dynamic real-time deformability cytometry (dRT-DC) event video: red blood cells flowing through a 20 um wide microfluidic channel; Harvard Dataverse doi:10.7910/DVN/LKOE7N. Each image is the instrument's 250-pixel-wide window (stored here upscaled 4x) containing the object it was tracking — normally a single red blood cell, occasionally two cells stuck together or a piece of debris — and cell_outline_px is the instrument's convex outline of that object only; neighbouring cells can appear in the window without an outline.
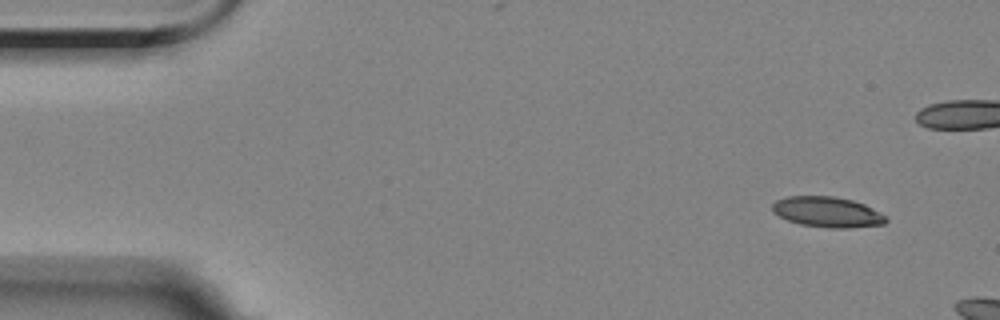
{"species": "Egyptian fruit bat (a non-hibernating species)", "species_latin": "Rousettus aegyptiacus", "temperature_condition": "room temperature", "stored_images_in_passage": 3, "camera_frame_rate_fps": 3000, "um_per_image_px": 0.085, "animal": {"sex": "female"}, "frame": {"image": 1, "passage_image": 1, "time_ms": 0.0, "image_size_px": [1000, 320], "cell_outline_px": [[888, 220], [884, 224], [848, 228], [828, 228], [800, 224], [788, 220], [772, 212], [772, 204], [776, 200], [788, 196], [832, 196], [852, 200], [864, 204], [888, 216]], "centroid_in_image_um": [70.34, 18.02], "position_along_channel_um": 14.7, "area_um2": 20.23}}